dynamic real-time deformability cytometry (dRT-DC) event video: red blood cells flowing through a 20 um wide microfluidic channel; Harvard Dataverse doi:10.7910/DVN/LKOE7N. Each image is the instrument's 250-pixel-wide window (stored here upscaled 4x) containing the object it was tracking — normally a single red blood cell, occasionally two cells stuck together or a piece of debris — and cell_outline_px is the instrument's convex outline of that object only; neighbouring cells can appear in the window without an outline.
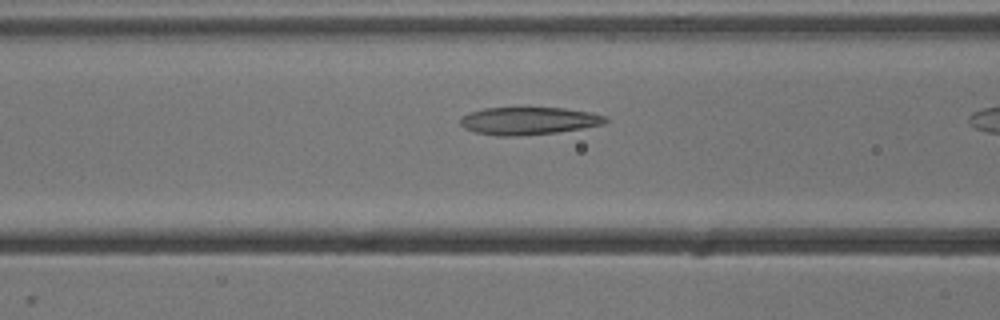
{"species": "common noctule bat (a hibernating species)", "species_latin": "Nyctalus noctula", "temperature_condition": "cold", "stored_images_in_passage": 16, "camera_frame_rate_fps": 3000, "um_per_image_px": 0.085, "animal": {"sex": "male", "body_mass_g": 13.3}, "frame": {"image": 1, "passage_image": 14, "time_ms": 4.333, "image_size_px": [1000, 320], "cell_outline_px": [[608, 120], [604, 124], [584, 128], [556, 132], [516, 136], [496, 136], [476, 132], [464, 128], [460, 124], [460, 116], [468, 112], [484, 108], [564, 108], [588, 112], [604, 116]], "centroid_in_image_um": [44.88, 10.27], "position_along_channel_um": 121.7, "area_um2": 23.29}}